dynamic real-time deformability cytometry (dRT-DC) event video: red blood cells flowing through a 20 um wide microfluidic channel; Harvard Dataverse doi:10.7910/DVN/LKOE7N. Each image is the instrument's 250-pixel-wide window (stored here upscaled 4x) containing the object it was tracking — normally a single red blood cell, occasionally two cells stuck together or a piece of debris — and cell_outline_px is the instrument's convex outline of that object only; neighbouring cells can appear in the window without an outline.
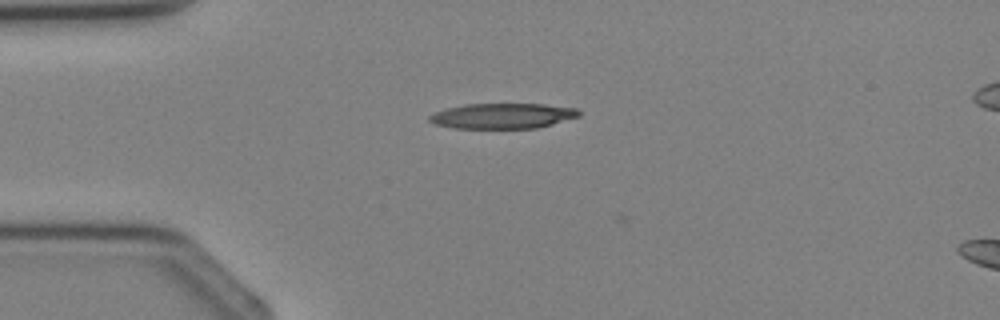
{"species": "Egyptian fruit bat (a non-hibernating species)", "species_latin": "Rousettus aegyptiacus", "temperature_condition": "cold", "stored_images_in_passage": 3, "camera_frame_rate_fps": 3000, "um_per_image_px": 0.085, "animal": {"sex": "female"}, "frame": {"image": 1, "passage_image": 2, "time_ms": 1.333, "image_size_px": [1000, 320], "cell_outline_px": [[580, 116], [552, 124], [536, 128], [452, 128], [436, 124], [428, 120], [428, 116], [436, 112], [448, 108], [464, 104], [544, 104], [576, 108], [580, 112]], "centroid_in_image_um": [42.73, 9.85], "position_along_channel_um": 42.3, "area_um2": 21.96}}